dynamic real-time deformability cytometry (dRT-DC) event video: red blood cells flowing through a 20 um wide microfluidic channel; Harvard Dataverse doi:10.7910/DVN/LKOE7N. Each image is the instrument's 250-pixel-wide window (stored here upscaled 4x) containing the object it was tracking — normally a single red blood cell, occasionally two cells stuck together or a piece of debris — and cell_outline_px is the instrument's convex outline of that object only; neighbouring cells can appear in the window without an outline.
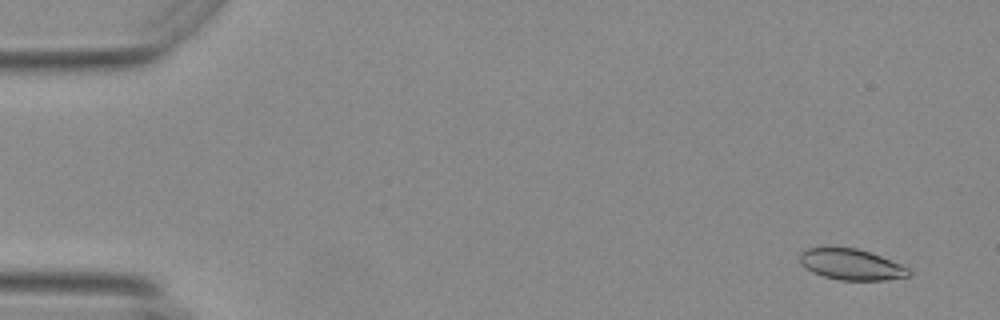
{"species": "Egyptian fruit bat (a non-hibernating species)", "species_latin": "Rousettus aegyptiacus", "temperature_condition": "warm", "stored_images_in_passage": 44, "camera_frame_rate_fps": 3000, "um_per_image_px": 0.085, "animal": {"sex": "female"}, "frame": {"image": 1, "passage_image": 4, "time_ms": 1.0, "image_size_px": [1000, 320], "cell_outline_px": [[912, 272], [908, 276], [884, 280], [840, 280], [824, 276], [812, 272], [800, 260], [800, 252], [808, 248], [856, 248], [880, 256], [900, 264], [908, 268]], "centroid_in_image_um": [72.37, 22.49], "position_along_channel_um": 12.6, "area_um2": 19.19}}
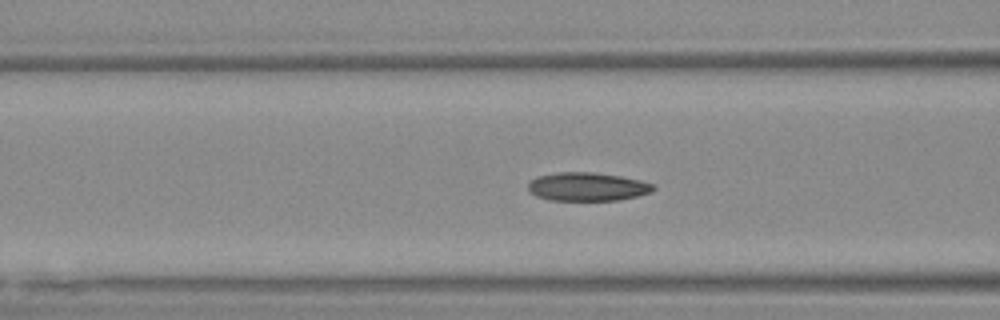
{"frame": {"image": 2, "passage_image": 23, "time_ms": 7.333, "image_size_px": [1000, 320], "cell_outline_px": [[656, 188], [652, 192], [636, 196], [616, 200], [548, 200], [536, 196], [528, 192], [528, 184], [536, 176], [560, 172], [596, 172], [620, 176], [640, 180], [652, 184]], "centroid_in_image_um": [49.9, 15.87], "position_along_channel_um": 116.7, "area_um2": 20.81}}
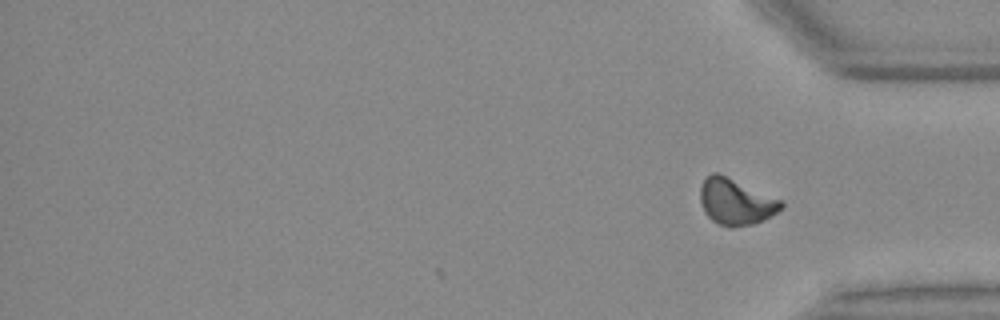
{"frame": {"image": 3, "passage_image": 44, "time_ms": 14.333, "image_size_px": [1000, 320], "cell_outline_px": [[784, 208], [752, 224], [732, 228], [728, 228], [712, 220], [704, 212], [700, 200], [700, 188], [704, 180], [712, 172], [720, 172], [780, 200], [784, 204]], "centroid_in_image_um": [62.5, 17.13], "position_along_channel_um": 372.7, "area_um2": 21.62}, "authors_computed_cell_mechanics": {"area_um2": 20.5768, "velocity_mm_per_s": 3.6924, "shape_relaxation_time_tau1_ms": 9.2599, "shape_relaxation_time_tau2_ms": 3.7992, "deformation_change_tau1": 0.1778, "deformation_change_tau2": 0.0768}}